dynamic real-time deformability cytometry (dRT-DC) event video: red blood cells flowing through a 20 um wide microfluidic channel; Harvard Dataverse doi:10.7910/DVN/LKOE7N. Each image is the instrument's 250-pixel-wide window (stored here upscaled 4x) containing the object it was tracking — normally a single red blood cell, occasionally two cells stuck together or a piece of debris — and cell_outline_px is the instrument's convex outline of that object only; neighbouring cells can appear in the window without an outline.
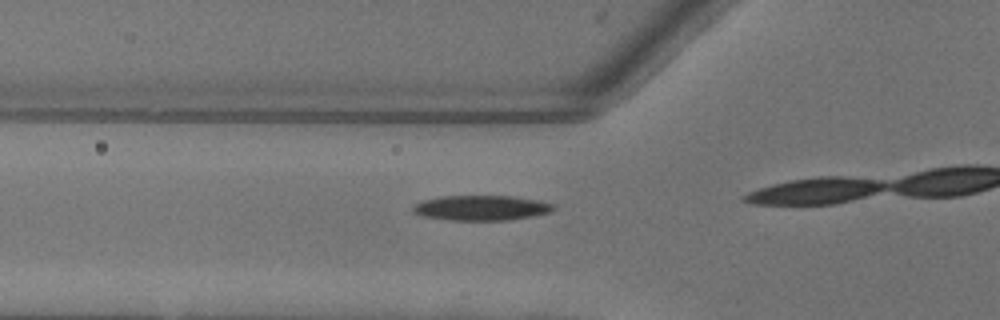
{"species": "common noctule bat (a hibernating species)", "species_latin": "Nyctalus noctula", "temperature_condition": "warm", "stored_images_in_passage": 17, "camera_frame_rate_fps": 3000, "um_per_image_px": 0.085, "animal": {"sex": "female"}, "frame": {"image": 1, "passage_image": 15, "time_ms": 4.667, "image_size_px": [1000, 320], "cell_outline_px": [[556, 208], [552, 212], [532, 216], [508, 220], [448, 220], [420, 216], [412, 212], [412, 208], [416, 204], [424, 200], [444, 196], [512, 196], [536, 200], [552, 204]], "centroid_in_image_um": [40.89, 17.68], "position_along_channel_um": 84.9, "area_um2": 20.46}}